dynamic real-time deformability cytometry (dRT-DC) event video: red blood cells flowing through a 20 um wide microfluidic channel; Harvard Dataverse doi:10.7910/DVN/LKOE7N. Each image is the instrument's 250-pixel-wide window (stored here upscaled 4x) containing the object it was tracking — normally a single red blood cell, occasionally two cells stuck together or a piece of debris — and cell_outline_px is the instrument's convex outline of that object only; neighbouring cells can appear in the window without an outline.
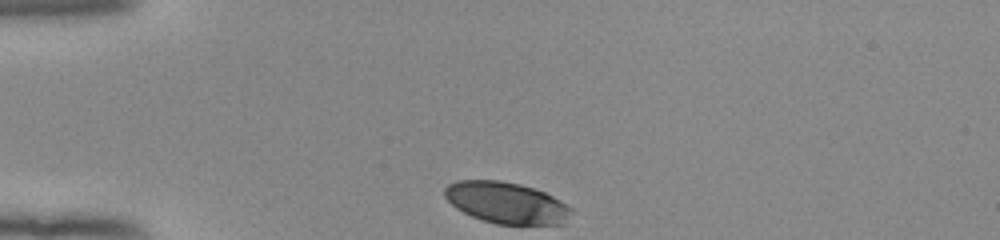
{"species": "human", "species_latin": "Homo sapiens", "temperature_condition": "room temperature", "stored_images_in_passage": 32, "camera_frame_rate_fps": 3000, "um_per_image_px": 0.085, "donor": {"sex": "female"}, "frame": {"image": 1, "passage_image": 1, "time_ms": 0.0, "image_size_px": [1000, 240], "cell_outline_px": [[576, 212], [564, 224], [496, 224], [472, 216], [456, 208], [444, 196], [444, 188], [448, 184], [456, 180], [500, 180], [520, 184], [544, 192], [560, 200], [572, 208]], "centroid_in_image_um": [43.08, 17.23], "position_along_channel_um": 41.9, "area_um2": 30.69}}
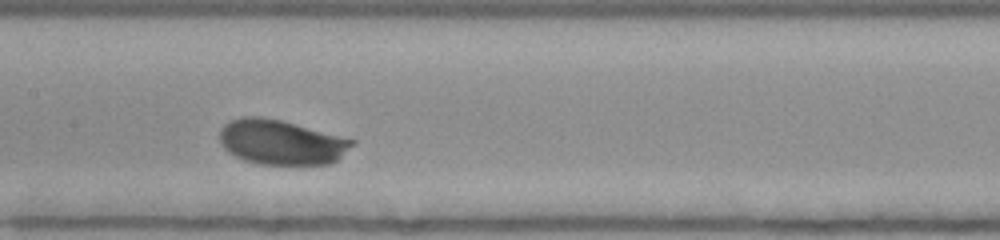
{"frame": {"image": 2, "passage_image": 15, "time_ms": 4.667, "image_size_px": [1000, 240], "cell_outline_px": [[356, 144], [332, 164], [288, 168], [256, 164], [244, 160], [228, 152], [220, 144], [220, 128], [224, 124], [240, 116], [260, 116], [280, 120], [356, 140]], "centroid_in_image_um": [23.93, 12.15], "position_along_channel_um": 183.5, "area_um2": 35.78}}
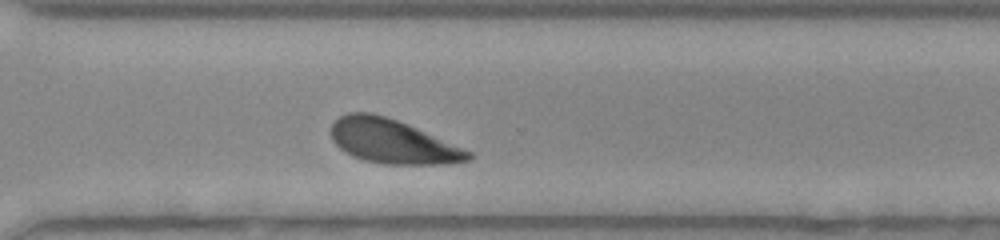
{"frame": {"image": 3, "passage_image": 27, "time_ms": 8.667, "image_size_px": [1000, 240], "cell_outline_px": [[472, 160], [448, 164], [384, 164], [364, 160], [352, 156], [344, 152], [332, 140], [332, 124], [340, 116], [348, 112], [372, 112], [408, 124], [472, 152]], "centroid_in_image_um": [33.36, 12.03], "position_along_channel_um": 337.2, "area_um2": 35.14}, "authors_computed_cell_mechanics": {"area_um2": 34.68, "velocity_mm_per_s": 3.8456, "shape_relaxation_time_tau1_ms": 2.1969, "shape_relaxation_time_tau2_ms": null, "deformation_change_tau1": 0.1402, "deformation_change_tau2": null}}